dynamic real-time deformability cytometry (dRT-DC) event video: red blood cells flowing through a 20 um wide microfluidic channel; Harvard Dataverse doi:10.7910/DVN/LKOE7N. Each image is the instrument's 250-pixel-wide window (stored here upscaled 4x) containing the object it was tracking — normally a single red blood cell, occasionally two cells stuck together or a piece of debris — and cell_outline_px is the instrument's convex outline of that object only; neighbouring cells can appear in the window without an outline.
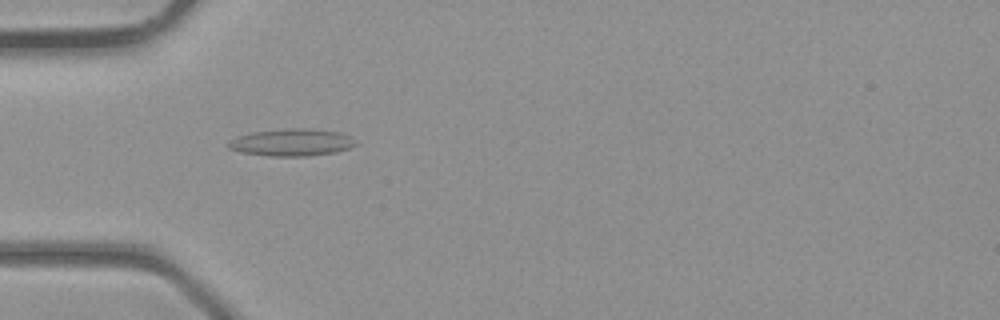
{"species": "common noctule bat (a hibernating species)", "species_latin": "Nyctalus noctula", "temperature_condition": "room temperature", "stored_images_in_passage": 36, "camera_frame_rate_fps": 3000, "um_per_image_px": 0.085, "animal": {"sex": "male", "body_mass_g": 23.1, "forearm_length_mm": 52.7}, "frame": {"image": 1, "passage_image": 9, "time_ms": 2.667, "image_size_px": [1000, 320], "cell_outline_px": [[356, 144], [348, 148], [336, 152], [308, 156], [268, 156], [240, 152], [228, 148], [228, 140], [236, 136], [252, 132], [288, 128], [304, 128], [340, 132], [348, 136]], "centroid_in_image_um": [24.72, 12.11], "position_along_channel_um": 60.3, "area_um2": 20.11}}
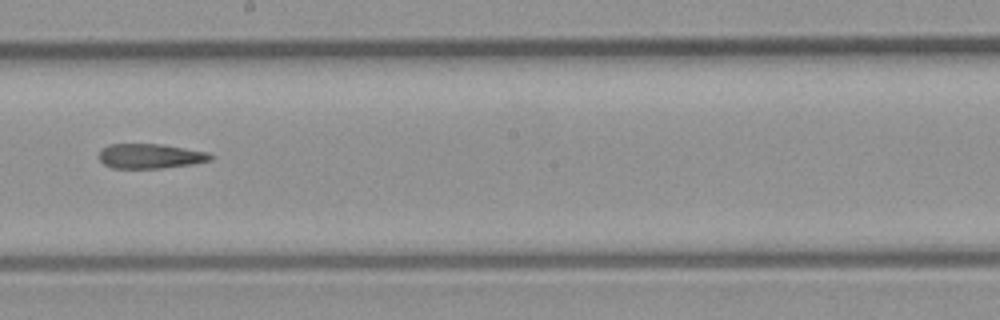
{"frame": {"image": 2, "passage_image": 19, "time_ms": 6.0, "image_size_px": [1000, 320], "cell_outline_px": [[212, 160], [192, 164], [160, 168], [112, 168], [104, 164], [96, 156], [100, 148], [108, 144], [160, 144], [208, 152], [212, 156]], "centroid_in_image_um": [12.7, 13.26], "position_along_channel_um": 235.5, "area_um2": 16.18}}
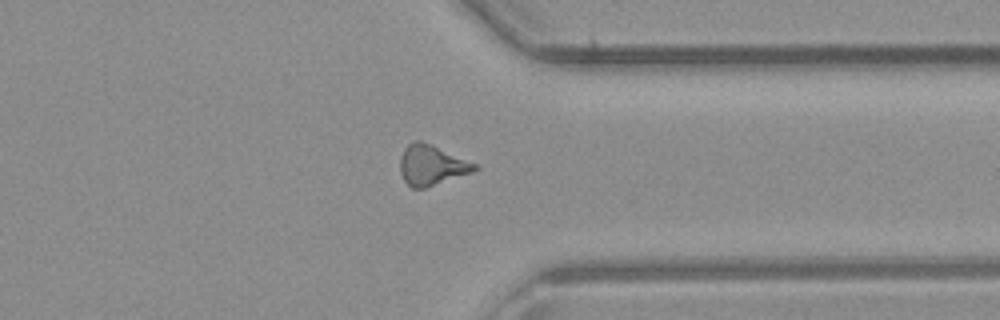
{"frame": {"image": 3, "passage_image": 27, "time_ms": 8.667, "image_size_px": [1000, 320], "cell_outline_px": [[480, 168], [472, 172], [424, 188], [412, 188], [404, 180], [400, 172], [400, 156], [404, 148], [408, 144], [416, 140], [420, 140], [432, 144], [480, 164]], "centroid_in_image_um": [36.72, 14.01], "position_along_channel_um": 374.7, "area_um2": 17.69}}